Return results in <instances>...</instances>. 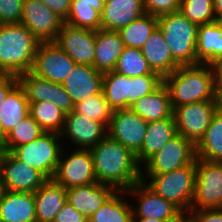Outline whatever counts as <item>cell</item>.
<instances>
[{"instance_id": "obj_6", "label": "cell", "mask_w": 222, "mask_h": 222, "mask_svg": "<svg viewBox=\"0 0 222 222\" xmlns=\"http://www.w3.org/2000/svg\"><path fill=\"white\" fill-rule=\"evenodd\" d=\"M148 179L150 182L147 181ZM195 180L196 159L191 164L171 172L141 176V181L157 195L176 205L183 213H188L191 210Z\"/></svg>"}, {"instance_id": "obj_38", "label": "cell", "mask_w": 222, "mask_h": 222, "mask_svg": "<svg viewBox=\"0 0 222 222\" xmlns=\"http://www.w3.org/2000/svg\"><path fill=\"white\" fill-rule=\"evenodd\" d=\"M64 23L97 31L101 29V13L90 5L78 4V0H72L70 13Z\"/></svg>"}, {"instance_id": "obj_31", "label": "cell", "mask_w": 222, "mask_h": 222, "mask_svg": "<svg viewBox=\"0 0 222 222\" xmlns=\"http://www.w3.org/2000/svg\"><path fill=\"white\" fill-rule=\"evenodd\" d=\"M29 102L23 87L18 83L7 95L0 109V123L7 134L29 115Z\"/></svg>"}, {"instance_id": "obj_16", "label": "cell", "mask_w": 222, "mask_h": 222, "mask_svg": "<svg viewBox=\"0 0 222 222\" xmlns=\"http://www.w3.org/2000/svg\"><path fill=\"white\" fill-rule=\"evenodd\" d=\"M29 103L50 102L66 114L74 110V103L62 84L38 77L31 71L18 76Z\"/></svg>"}, {"instance_id": "obj_12", "label": "cell", "mask_w": 222, "mask_h": 222, "mask_svg": "<svg viewBox=\"0 0 222 222\" xmlns=\"http://www.w3.org/2000/svg\"><path fill=\"white\" fill-rule=\"evenodd\" d=\"M0 177L10 192L35 193L48 179L11 152H0Z\"/></svg>"}, {"instance_id": "obj_9", "label": "cell", "mask_w": 222, "mask_h": 222, "mask_svg": "<svg viewBox=\"0 0 222 222\" xmlns=\"http://www.w3.org/2000/svg\"><path fill=\"white\" fill-rule=\"evenodd\" d=\"M195 159V145L177 134L144 163L142 175L145 173L146 175H160L171 172L191 164Z\"/></svg>"}, {"instance_id": "obj_18", "label": "cell", "mask_w": 222, "mask_h": 222, "mask_svg": "<svg viewBox=\"0 0 222 222\" xmlns=\"http://www.w3.org/2000/svg\"><path fill=\"white\" fill-rule=\"evenodd\" d=\"M55 43L76 63L93 66L96 31L63 24Z\"/></svg>"}, {"instance_id": "obj_39", "label": "cell", "mask_w": 222, "mask_h": 222, "mask_svg": "<svg viewBox=\"0 0 222 222\" xmlns=\"http://www.w3.org/2000/svg\"><path fill=\"white\" fill-rule=\"evenodd\" d=\"M179 11L197 26L216 22L213 0H181Z\"/></svg>"}, {"instance_id": "obj_46", "label": "cell", "mask_w": 222, "mask_h": 222, "mask_svg": "<svg viewBox=\"0 0 222 222\" xmlns=\"http://www.w3.org/2000/svg\"><path fill=\"white\" fill-rule=\"evenodd\" d=\"M215 73V88L217 96L222 102V59L212 64Z\"/></svg>"}, {"instance_id": "obj_52", "label": "cell", "mask_w": 222, "mask_h": 222, "mask_svg": "<svg viewBox=\"0 0 222 222\" xmlns=\"http://www.w3.org/2000/svg\"><path fill=\"white\" fill-rule=\"evenodd\" d=\"M6 191H7L6 187L4 186V184H3L2 180H1V177H0V203H1V201H2V199L4 197V195H5Z\"/></svg>"}, {"instance_id": "obj_32", "label": "cell", "mask_w": 222, "mask_h": 222, "mask_svg": "<svg viewBox=\"0 0 222 222\" xmlns=\"http://www.w3.org/2000/svg\"><path fill=\"white\" fill-rule=\"evenodd\" d=\"M126 191H115L102 206L89 217L88 222H132V205L125 201ZM124 200V201H123Z\"/></svg>"}, {"instance_id": "obj_11", "label": "cell", "mask_w": 222, "mask_h": 222, "mask_svg": "<svg viewBox=\"0 0 222 222\" xmlns=\"http://www.w3.org/2000/svg\"><path fill=\"white\" fill-rule=\"evenodd\" d=\"M61 151L53 180L64 188H73L97 183L93 157L89 149H74L68 156ZM64 157V158H63Z\"/></svg>"}, {"instance_id": "obj_27", "label": "cell", "mask_w": 222, "mask_h": 222, "mask_svg": "<svg viewBox=\"0 0 222 222\" xmlns=\"http://www.w3.org/2000/svg\"><path fill=\"white\" fill-rule=\"evenodd\" d=\"M0 222H37L34 193L6 191L0 203Z\"/></svg>"}, {"instance_id": "obj_29", "label": "cell", "mask_w": 222, "mask_h": 222, "mask_svg": "<svg viewBox=\"0 0 222 222\" xmlns=\"http://www.w3.org/2000/svg\"><path fill=\"white\" fill-rule=\"evenodd\" d=\"M222 59V27L216 22L198 28L196 60L201 64L212 65Z\"/></svg>"}, {"instance_id": "obj_3", "label": "cell", "mask_w": 222, "mask_h": 222, "mask_svg": "<svg viewBox=\"0 0 222 222\" xmlns=\"http://www.w3.org/2000/svg\"><path fill=\"white\" fill-rule=\"evenodd\" d=\"M40 44L21 23L0 24V74L19 76L31 71Z\"/></svg>"}, {"instance_id": "obj_49", "label": "cell", "mask_w": 222, "mask_h": 222, "mask_svg": "<svg viewBox=\"0 0 222 222\" xmlns=\"http://www.w3.org/2000/svg\"><path fill=\"white\" fill-rule=\"evenodd\" d=\"M214 16L217 19L222 15V0H213Z\"/></svg>"}, {"instance_id": "obj_24", "label": "cell", "mask_w": 222, "mask_h": 222, "mask_svg": "<svg viewBox=\"0 0 222 222\" xmlns=\"http://www.w3.org/2000/svg\"><path fill=\"white\" fill-rule=\"evenodd\" d=\"M125 48L117 31L97 30L93 67L102 73L114 71Z\"/></svg>"}, {"instance_id": "obj_37", "label": "cell", "mask_w": 222, "mask_h": 222, "mask_svg": "<svg viewBox=\"0 0 222 222\" xmlns=\"http://www.w3.org/2000/svg\"><path fill=\"white\" fill-rule=\"evenodd\" d=\"M44 132L29 114L7 133L6 151L12 152L17 146L30 143Z\"/></svg>"}, {"instance_id": "obj_40", "label": "cell", "mask_w": 222, "mask_h": 222, "mask_svg": "<svg viewBox=\"0 0 222 222\" xmlns=\"http://www.w3.org/2000/svg\"><path fill=\"white\" fill-rule=\"evenodd\" d=\"M24 0H0V24L20 23Z\"/></svg>"}, {"instance_id": "obj_20", "label": "cell", "mask_w": 222, "mask_h": 222, "mask_svg": "<svg viewBox=\"0 0 222 222\" xmlns=\"http://www.w3.org/2000/svg\"><path fill=\"white\" fill-rule=\"evenodd\" d=\"M103 75L91 65L76 64L62 86L76 105L102 92Z\"/></svg>"}, {"instance_id": "obj_5", "label": "cell", "mask_w": 222, "mask_h": 222, "mask_svg": "<svg viewBox=\"0 0 222 222\" xmlns=\"http://www.w3.org/2000/svg\"><path fill=\"white\" fill-rule=\"evenodd\" d=\"M158 18V27L163 33L173 59L180 65H197L196 46L198 28L180 11L164 14Z\"/></svg>"}, {"instance_id": "obj_2", "label": "cell", "mask_w": 222, "mask_h": 222, "mask_svg": "<svg viewBox=\"0 0 222 222\" xmlns=\"http://www.w3.org/2000/svg\"><path fill=\"white\" fill-rule=\"evenodd\" d=\"M164 84L169 90L173 110L185 104L220 100L212 65L179 66L164 77Z\"/></svg>"}, {"instance_id": "obj_50", "label": "cell", "mask_w": 222, "mask_h": 222, "mask_svg": "<svg viewBox=\"0 0 222 222\" xmlns=\"http://www.w3.org/2000/svg\"><path fill=\"white\" fill-rule=\"evenodd\" d=\"M132 222H168L155 218H132Z\"/></svg>"}, {"instance_id": "obj_14", "label": "cell", "mask_w": 222, "mask_h": 222, "mask_svg": "<svg viewBox=\"0 0 222 222\" xmlns=\"http://www.w3.org/2000/svg\"><path fill=\"white\" fill-rule=\"evenodd\" d=\"M20 23L41 43L55 42L64 20L40 0H24Z\"/></svg>"}, {"instance_id": "obj_35", "label": "cell", "mask_w": 222, "mask_h": 222, "mask_svg": "<svg viewBox=\"0 0 222 222\" xmlns=\"http://www.w3.org/2000/svg\"><path fill=\"white\" fill-rule=\"evenodd\" d=\"M115 72L135 77L140 75H160L152 70L148 61L143 56L141 49L126 47L119 56Z\"/></svg>"}, {"instance_id": "obj_44", "label": "cell", "mask_w": 222, "mask_h": 222, "mask_svg": "<svg viewBox=\"0 0 222 222\" xmlns=\"http://www.w3.org/2000/svg\"><path fill=\"white\" fill-rule=\"evenodd\" d=\"M46 4L54 13L60 16L64 21L67 19L72 0H40Z\"/></svg>"}, {"instance_id": "obj_19", "label": "cell", "mask_w": 222, "mask_h": 222, "mask_svg": "<svg viewBox=\"0 0 222 222\" xmlns=\"http://www.w3.org/2000/svg\"><path fill=\"white\" fill-rule=\"evenodd\" d=\"M107 127L87 116L76 113L74 110L66 114L61 138H68L74 146L81 149H90L96 146L107 134Z\"/></svg>"}, {"instance_id": "obj_33", "label": "cell", "mask_w": 222, "mask_h": 222, "mask_svg": "<svg viewBox=\"0 0 222 222\" xmlns=\"http://www.w3.org/2000/svg\"><path fill=\"white\" fill-rule=\"evenodd\" d=\"M157 27L158 18L150 14H145L117 32L126 47L141 49Z\"/></svg>"}, {"instance_id": "obj_13", "label": "cell", "mask_w": 222, "mask_h": 222, "mask_svg": "<svg viewBox=\"0 0 222 222\" xmlns=\"http://www.w3.org/2000/svg\"><path fill=\"white\" fill-rule=\"evenodd\" d=\"M126 191V197H135L138 203L134 209L132 205V218H155L158 220L173 222L176 221L183 212L172 202L157 195L143 181H139Z\"/></svg>"}, {"instance_id": "obj_8", "label": "cell", "mask_w": 222, "mask_h": 222, "mask_svg": "<svg viewBox=\"0 0 222 222\" xmlns=\"http://www.w3.org/2000/svg\"><path fill=\"white\" fill-rule=\"evenodd\" d=\"M222 208V162L196 159L195 193L191 209Z\"/></svg>"}, {"instance_id": "obj_51", "label": "cell", "mask_w": 222, "mask_h": 222, "mask_svg": "<svg viewBox=\"0 0 222 222\" xmlns=\"http://www.w3.org/2000/svg\"><path fill=\"white\" fill-rule=\"evenodd\" d=\"M173 222H194L189 214L183 213L176 221Z\"/></svg>"}, {"instance_id": "obj_47", "label": "cell", "mask_w": 222, "mask_h": 222, "mask_svg": "<svg viewBox=\"0 0 222 222\" xmlns=\"http://www.w3.org/2000/svg\"><path fill=\"white\" fill-rule=\"evenodd\" d=\"M104 1L105 0H78V4L90 5L91 7L102 13L104 7Z\"/></svg>"}, {"instance_id": "obj_53", "label": "cell", "mask_w": 222, "mask_h": 222, "mask_svg": "<svg viewBox=\"0 0 222 222\" xmlns=\"http://www.w3.org/2000/svg\"><path fill=\"white\" fill-rule=\"evenodd\" d=\"M216 23L222 27V15H220L217 19H216Z\"/></svg>"}, {"instance_id": "obj_28", "label": "cell", "mask_w": 222, "mask_h": 222, "mask_svg": "<svg viewBox=\"0 0 222 222\" xmlns=\"http://www.w3.org/2000/svg\"><path fill=\"white\" fill-rule=\"evenodd\" d=\"M176 135L177 128L174 117L148 122L144 141L140 151L136 154L138 163L142 166Z\"/></svg>"}, {"instance_id": "obj_41", "label": "cell", "mask_w": 222, "mask_h": 222, "mask_svg": "<svg viewBox=\"0 0 222 222\" xmlns=\"http://www.w3.org/2000/svg\"><path fill=\"white\" fill-rule=\"evenodd\" d=\"M181 0H144L146 14L159 17L164 14L177 12Z\"/></svg>"}, {"instance_id": "obj_1", "label": "cell", "mask_w": 222, "mask_h": 222, "mask_svg": "<svg viewBox=\"0 0 222 222\" xmlns=\"http://www.w3.org/2000/svg\"><path fill=\"white\" fill-rule=\"evenodd\" d=\"M89 150L98 183L112 186L116 191H125L141 181L142 166L136 154L108 134Z\"/></svg>"}, {"instance_id": "obj_22", "label": "cell", "mask_w": 222, "mask_h": 222, "mask_svg": "<svg viewBox=\"0 0 222 222\" xmlns=\"http://www.w3.org/2000/svg\"><path fill=\"white\" fill-rule=\"evenodd\" d=\"M67 201L89 219L116 191L112 186L94 183L66 189Z\"/></svg>"}, {"instance_id": "obj_26", "label": "cell", "mask_w": 222, "mask_h": 222, "mask_svg": "<svg viewBox=\"0 0 222 222\" xmlns=\"http://www.w3.org/2000/svg\"><path fill=\"white\" fill-rule=\"evenodd\" d=\"M129 109L147 122L174 117L170 93L164 83L154 92L139 98Z\"/></svg>"}, {"instance_id": "obj_43", "label": "cell", "mask_w": 222, "mask_h": 222, "mask_svg": "<svg viewBox=\"0 0 222 222\" xmlns=\"http://www.w3.org/2000/svg\"><path fill=\"white\" fill-rule=\"evenodd\" d=\"M53 222H88V218L79 213L68 201L56 215Z\"/></svg>"}, {"instance_id": "obj_10", "label": "cell", "mask_w": 222, "mask_h": 222, "mask_svg": "<svg viewBox=\"0 0 222 222\" xmlns=\"http://www.w3.org/2000/svg\"><path fill=\"white\" fill-rule=\"evenodd\" d=\"M221 106L220 100L202 101L176 107L173 111L177 134L196 145L204 136L214 113Z\"/></svg>"}, {"instance_id": "obj_36", "label": "cell", "mask_w": 222, "mask_h": 222, "mask_svg": "<svg viewBox=\"0 0 222 222\" xmlns=\"http://www.w3.org/2000/svg\"><path fill=\"white\" fill-rule=\"evenodd\" d=\"M74 111L87 116L91 120L99 121L108 128L114 110L101 92L77 103L74 106Z\"/></svg>"}, {"instance_id": "obj_34", "label": "cell", "mask_w": 222, "mask_h": 222, "mask_svg": "<svg viewBox=\"0 0 222 222\" xmlns=\"http://www.w3.org/2000/svg\"><path fill=\"white\" fill-rule=\"evenodd\" d=\"M30 115L45 132L61 133L66 113L50 102L29 103Z\"/></svg>"}, {"instance_id": "obj_30", "label": "cell", "mask_w": 222, "mask_h": 222, "mask_svg": "<svg viewBox=\"0 0 222 222\" xmlns=\"http://www.w3.org/2000/svg\"><path fill=\"white\" fill-rule=\"evenodd\" d=\"M196 159L222 162V105L214 113L210 126L195 145Z\"/></svg>"}, {"instance_id": "obj_23", "label": "cell", "mask_w": 222, "mask_h": 222, "mask_svg": "<svg viewBox=\"0 0 222 222\" xmlns=\"http://www.w3.org/2000/svg\"><path fill=\"white\" fill-rule=\"evenodd\" d=\"M37 222H53L67 202V191L53 179H48L35 193Z\"/></svg>"}, {"instance_id": "obj_42", "label": "cell", "mask_w": 222, "mask_h": 222, "mask_svg": "<svg viewBox=\"0 0 222 222\" xmlns=\"http://www.w3.org/2000/svg\"><path fill=\"white\" fill-rule=\"evenodd\" d=\"M188 214L194 222H222V208L191 209Z\"/></svg>"}, {"instance_id": "obj_25", "label": "cell", "mask_w": 222, "mask_h": 222, "mask_svg": "<svg viewBox=\"0 0 222 222\" xmlns=\"http://www.w3.org/2000/svg\"><path fill=\"white\" fill-rule=\"evenodd\" d=\"M141 50L152 70L163 78L180 66L173 59L171 50L164 40L163 33L159 27L148 37Z\"/></svg>"}, {"instance_id": "obj_48", "label": "cell", "mask_w": 222, "mask_h": 222, "mask_svg": "<svg viewBox=\"0 0 222 222\" xmlns=\"http://www.w3.org/2000/svg\"><path fill=\"white\" fill-rule=\"evenodd\" d=\"M6 140H7V134L2 128V125L0 123V152L6 151Z\"/></svg>"}, {"instance_id": "obj_7", "label": "cell", "mask_w": 222, "mask_h": 222, "mask_svg": "<svg viewBox=\"0 0 222 222\" xmlns=\"http://www.w3.org/2000/svg\"><path fill=\"white\" fill-rule=\"evenodd\" d=\"M59 133L44 132L30 143L17 146L11 153L21 162L52 179L60 158L63 144Z\"/></svg>"}, {"instance_id": "obj_45", "label": "cell", "mask_w": 222, "mask_h": 222, "mask_svg": "<svg viewBox=\"0 0 222 222\" xmlns=\"http://www.w3.org/2000/svg\"><path fill=\"white\" fill-rule=\"evenodd\" d=\"M19 83L18 76L0 74V109L8 93Z\"/></svg>"}, {"instance_id": "obj_21", "label": "cell", "mask_w": 222, "mask_h": 222, "mask_svg": "<svg viewBox=\"0 0 222 222\" xmlns=\"http://www.w3.org/2000/svg\"><path fill=\"white\" fill-rule=\"evenodd\" d=\"M145 14L144 0H105L101 29L118 31Z\"/></svg>"}, {"instance_id": "obj_17", "label": "cell", "mask_w": 222, "mask_h": 222, "mask_svg": "<svg viewBox=\"0 0 222 222\" xmlns=\"http://www.w3.org/2000/svg\"><path fill=\"white\" fill-rule=\"evenodd\" d=\"M147 126L148 122L130 109L114 110L107 132L112 139L137 154L144 141Z\"/></svg>"}, {"instance_id": "obj_4", "label": "cell", "mask_w": 222, "mask_h": 222, "mask_svg": "<svg viewBox=\"0 0 222 222\" xmlns=\"http://www.w3.org/2000/svg\"><path fill=\"white\" fill-rule=\"evenodd\" d=\"M164 83L161 75H140L128 77L115 71L103 75L102 92L113 110L129 109L142 98Z\"/></svg>"}, {"instance_id": "obj_15", "label": "cell", "mask_w": 222, "mask_h": 222, "mask_svg": "<svg viewBox=\"0 0 222 222\" xmlns=\"http://www.w3.org/2000/svg\"><path fill=\"white\" fill-rule=\"evenodd\" d=\"M76 63L55 43H41L31 72L38 77L62 84Z\"/></svg>"}]
</instances>
